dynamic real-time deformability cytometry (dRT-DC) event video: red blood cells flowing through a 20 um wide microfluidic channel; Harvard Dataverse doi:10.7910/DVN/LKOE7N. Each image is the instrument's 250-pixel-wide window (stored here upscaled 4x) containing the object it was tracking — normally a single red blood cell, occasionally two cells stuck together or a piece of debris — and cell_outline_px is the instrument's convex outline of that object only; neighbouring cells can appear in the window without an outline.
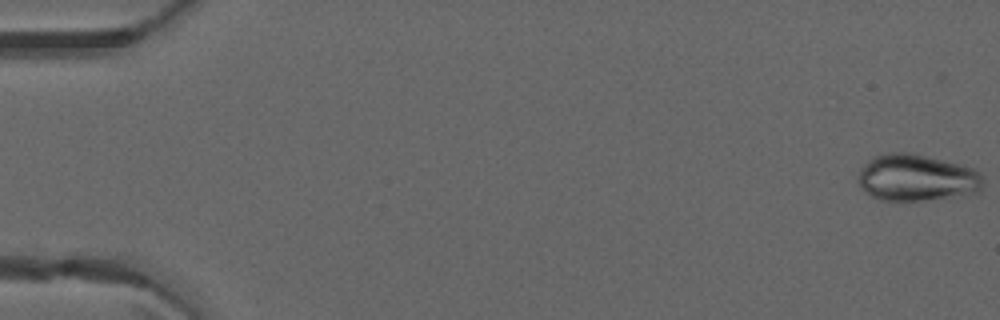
{"species": "common noctule bat (a hibernating species)", "species_latin": "Nyctalus noctula", "temperature_condition": "warm", "stored_images_in_passage": 16, "camera_frame_rate_fps": 3000, "um_per_image_px": 0.085, "animal": {"sex": "male", "forearm_length_mm": 52.5}, "frame": {"image": 1, "passage_image": 1, "time_ms": 0.0, "image_size_px": [1000, 320], "cell_outline_px": [[984, 180], [980, 188], [976, 192], [964, 196], [920, 200], [880, 200], [864, 192], [860, 188], [860, 168], [872, 156], [888, 152], [908, 152], [964, 164], [980, 172]], "centroid_in_image_um": [77.93, 15.09], "position_along_channel_um": 7.1, "area_um2": 34.28}}